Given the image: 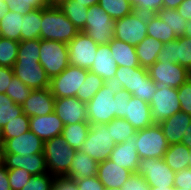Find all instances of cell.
Returning a JSON list of instances; mask_svg holds the SVG:
<instances>
[{"instance_id":"cell-14","label":"cell","mask_w":191,"mask_h":190,"mask_svg":"<svg viewBox=\"0 0 191 190\" xmlns=\"http://www.w3.org/2000/svg\"><path fill=\"white\" fill-rule=\"evenodd\" d=\"M14 75L32 90L49 88L50 78L39 61L17 59L13 66Z\"/></svg>"},{"instance_id":"cell-35","label":"cell","mask_w":191,"mask_h":190,"mask_svg":"<svg viewBox=\"0 0 191 190\" xmlns=\"http://www.w3.org/2000/svg\"><path fill=\"white\" fill-rule=\"evenodd\" d=\"M42 8L35 9L23 15L21 41L40 39Z\"/></svg>"},{"instance_id":"cell-12","label":"cell","mask_w":191,"mask_h":190,"mask_svg":"<svg viewBox=\"0 0 191 190\" xmlns=\"http://www.w3.org/2000/svg\"><path fill=\"white\" fill-rule=\"evenodd\" d=\"M148 74L158 86L177 89L190 78L188 69L168 61H157L148 68Z\"/></svg>"},{"instance_id":"cell-53","label":"cell","mask_w":191,"mask_h":190,"mask_svg":"<svg viewBox=\"0 0 191 190\" xmlns=\"http://www.w3.org/2000/svg\"><path fill=\"white\" fill-rule=\"evenodd\" d=\"M131 96L132 95L124 89L115 94L114 99L117 100V118L125 117L126 104L129 103Z\"/></svg>"},{"instance_id":"cell-18","label":"cell","mask_w":191,"mask_h":190,"mask_svg":"<svg viewBox=\"0 0 191 190\" xmlns=\"http://www.w3.org/2000/svg\"><path fill=\"white\" fill-rule=\"evenodd\" d=\"M55 97L50 88L32 90L22 105V110L28 117L45 116L54 112Z\"/></svg>"},{"instance_id":"cell-26","label":"cell","mask_w":191,"mask_h":190,"mask_svg":"<svg viewBox=\"0 0 191 190\" xmlns=\"http://www.w3.org/2000/svg\"><path fill=\"white\" fill-rule=\"evenodd\" d=\"M112 55L109 45H98L97 54L90 71L96 73L104 81L115 77L118 65Z\"/></svg>"},{"instance_id":"cell-63","label":"cell","mask_w":191,"mask_h":190,"mask_svg":"<svg viewBox=\"0 0 191 190\" xmlns=\"http://www.w3.org/2000/svg\"><path fill=\"white\" fill-rule=\"evenodd\" d=\"M8 10H9L8 5L3 0H0V19L4 16L5 12Z\"/></svg>"},{"instance_id":"cell-10","label":"cell","mask_w":191,"mask_h":190,"mask_svg":"<svg viewBox=\"0 0 191 190\" xmlns=\"http://www.w3.org/2000/svg\"><path fill=\"white\" fill-rule=\"evenodd\" d=\"M149 105L154 124H160L173 114L180 112L181 106L177 88L158 86Z\"/></svg>"},{"instance_id":"cell-55","label":"cell","mask_w":191,"mask_h":190,"mask_svg":"<svg viewBox=\"0 0 191 190\" xmlns=\"http://www.w3.org/2000/svg\"><path fill=\"white\" fill-rule=\"evenodd\" d=\"M13 76V68L0 66V93H6Z\"/></svg>"},{"instance_id":"cell-8","label":"cell","mask_w":191,"mask_h":190,"mask_svg":"<svg viewBox=\"0 0 191 190\" xmlns=\"http://www.w3.org/2000/svg\"><path fill=\"white\" fill-rule=\"evenodd\" d=\"M115 143L106 124L90 125L87 138L80 150L98 163L109 159Z\"/></svg>"},{"instance_id":"cell-68","label":"cell","mask_w":191,"mask_h":190,"mask_svg":"<svg viewBox=\"0 0 191 190\" xmlns=\"http://www.w3.org/2000/svg\"><path fill=\"white\" fill-rule=\"evenodd\" d=\"M188 168L191 169V149H190V159H189V163H188Z\"/></svg>"},{"instance_id":"cell-15","label":"cell","mask_w":191,"mask_h":190,"mask_svg":"<svg viewBox=\"0 0 191 190\" xmlns=\"http://www.w3.org/2000/svg\"><path fill=\"white\" fill-rule=\"evenodd\" d=\"M157 61L177 63L191 71V38L182 36L164 43Z\"/></svg>"},{"instance_id":"cell-29","label":"cell","mask_w":191,"mask_h":190,"mask_svg":"<svg viewBox=\"0 0 191 190\" xmlns=\"http://www.w3.org/2000/svg\"><path fill=\"white\" fill-rule=\"evenodd\" d=\"M162 48L163 43L161 41L147 36L142 42L135 46L139 65L148 69L155 64Z\"/></svg>"},{"instance_id":"cell-70","label":"cell","mask_w":191,"mask_h":190,"mask_svg":"<svg viewBox=\"0 0 191 190\" xmlns=\"http://www.w3.org/2000/svg\"><path fill=\"white\" fill-rule=\"evenodd\" d=\"M175 190H189V189H183V188H181V189H175Z\"/></svg>"},{"instance_id":"cell-2","label":"cell","mask_w":191,"mask_h":190,"mask_svg":"<svg viewBox=\"0 0 191 190\" xmlns=\"http://www.w3.org/2000/svg\"><path fill=\"white\" fill-rule=\"evenodd\" d=\"M41 23L40 39L42 40L68 44L79 32L58 6L42 8Z\"/></svg>"},{"instance_id":"cell-22","label":"cell","mask_w":191,"mask_h":190,"mask_svg":"<svg viewBox=\"0 0 191 190\" xmlns=\"http://www.w3.org/2000/svg\"><path fill=\"white\" fill-rule=\"evenodd\" d=\"M133 128L138 131L153 125L151 118L150 105L140 98L131 96L126 104L125 117Z\"/></svg>"},{"instance_id":"cell-66","label":"cell","mask_w":191,"mask_h":190,"mask_svg":"<svg viewBox=\"0 0 191 190\" xmlns=\"http://www.w3.org/2000/svg\"><path fill=\"white\" fill-rule=\"evenodd\" d=\"M66 0H49V6H59L62 2Z\"/></svg>"},{"instance_id":"cell-9","label":"cell","mask_w":191,"mask_h":190,"mask_svg":"<svg viewBox=\"0 0 191 190\" xmlns=\"http://www.w3.org/2000/svg\"><path fill=\"white\" fill-rule=\"evenodd\" d=\"M88 69L69 65L60 75L50 79V90L55 98L76 97L85 82Z\"/></svg>"},{"instance_id":"cell-69","label":"cell","mask_w":191,"mask_h":190,"mask_svg":"<svg viewBox=\"0 0 191 190\" xmlns=\"http://www.w3.org/2000/svg\"><path fill=\"white\" fill-rule=\"evenodd\" d=\"M104 190H121L120 188H105Z\"/></svg>"},{"instance_id":"cell-62","label":"cell","mask_w":191,"mask_h":190,"mask_svg":"<svg viewBox=\"0 0 191 190\" xmlns=\"http://www.w3.org/2000/svg\"><path fill=\"white\" fill-rule=\"evenodd\" d=\"M76 2L81 3L86 8H90L93 5L98 4L99 0H75Z\"/></svg>"},{"instance_id":"cell-41","label":"cell","mask_w":191,"mask_h":190,"mask_svg":"<svg viewBox=\"0 0 191 190\" xmlns=\"http://www.w3.org/2000/svg\"><path fill=\"white\" fill-rule=\"evenodd\" d=\"M22 113V105L15 104L6 94L0 93V131Z\"/></svg>"},{"instance_id":"cell-30","label":"cell","mask_w":191,"mask_h":190,"mask_svg":"<svg viewBox=\"0 0 191 190\" xmlns=\"http://www.w3.org/2000/svg\"><path fill=\"white\" fill-rule=\"evenodd\" d=\"M175 173L188 168L190 149L182 143L170 144L163 158Z\"/></svg>"},{"instance_id":"cell-21","label":"cell","mask_w":191,"mask_h":190,"mask_svg":"<svg viewBox=\"0 0 191 190\" xmlns=\"http://www.w3.org/2000/svg\"><path fill=\"white\" fill-rule=\"evenodd\" d=\"M133 172L120 167L110 159L98 164L97 177L105 188H122Z\"/></svg>"},{"instance_id":"cell-25","label":"cell","mask_w":191,"mask_h":190,"mask_svg":"<svg viewBox=\"0 0 191 190\" xmlns=\"http://www.w3.org/2000/svg\"><path fill=\"white\" fill-rule=\"evenodd\" d=\"M169 144L181 143L184 132L191 125V115L177 112L159 124Z\"/></svg>"},{"instance_id":"cell-61","label":"cell","mask_w":191,"mask_h":190,"mask_svg":"<svg viewBox=\"0 0 191 190\" xmlns=\"http://www.w3.org/2000/svg\"><path fill=\"white\" fill-rule=\"evenodd\" d=\"M184 0H163V8L177 9Z\"/></svg>"},{"instance_id":"cell-20","label":"cell","mask_w":191,"mask_h":190,"mask_svg":"<svg viewBox=\"0 0 191 190\" xmlns=\"http://www.w3.org/2000/svg\"><path fill=\"white\" fill-rule=\"evenodd\" d=\"M63 128L64 124L55 112L45 116L30 117L29 130L34 132L44 142L61 135Z\"/></svg>"},{"instance_id":"cell-4","label":"cell","mask_w":191,"mask_h":190,"mask_svg":"<svg viewBox=\"0 0 191 190\" xmlns=\"http://www.w3.org/2000/svg\"><path fill=\"white\" fill-rule=\"evenodd\" d=\"M135 139L134 147L140 159L164 158V154L170 145L159 124H153L138 130Z\"/></svg>"},{"instance_id":"cell-5","label":"cell","mask_w":191,"mask_h":190,"mask_svg":"<svg viewBox=\"0 0 191 190\" xmlns=\"http://www.w3.org/2000/svg\"><path fill=\"white\" fill-rule=\"evenodd\" d=\"M39 54V62L50 79L69 66V50L65 43L40 39Z\"/></svg>"},{"instance_id":"cell-42","label":"cell","mask_w":191,"mask_h":190,"mask_svg":"<svg viewBox=\"0 0 191 190\" xmlns=\"http://www.w3.org/2000/svg\"><path fill=\"white\" fill-rule=\"evenodd\" d=\"M19 42L0 37V66L13 68L17 60Z\"/></svg>"},{"instance_id":"cell-65","label":"cell","mask_w":191,"mask_h":190,"mask_svg":"<svg viewBox=\"0 0 191 190\" xmlns=\"http://www.w3.org/2000/svg\"><path fill=\"white\" fill-rule=\"evenodd\" d=\"M4 165V149L3 144L0 141V167Z\"/></svg>"},{"instance_id":"cell-28","label":"cell","mask_w":191,"mask_h":190,"mask_svg":"<svg viewBox=\"0 0 191 190\" xmlns=\"http://www.w3.org/2000/svg\"><path fill=\"white\" fill-rule=\"evenodd\" d=\"M109 46L111 53L113 54V59L116 61L118 67H140L135 46L116 38H112Z\"/></svg>"},{"instance_id":"cell-59","label":"cell","mask_w":191,"mask_h":190,"mask_svg":"<svg viewBox=\"0 0 191 190\" xmlns=\"http://www.w3.org/2000/svg\"><path fill=\"white\" fill-rule=\"evenodd\" d=\"M26 10L31 12L35 9L49 6V0H26Z\"/></svg>"},{"instance_id":"cell-24","label":"cell","mask_w":191,"mask_h":190,"mask_svg":"<svg viewBox=\"0 0 191 190\" xmlns=\"http://www.w3.org/2000/svg\"><path fill=\"white\" fill-rule=\"evenodd\" d=\"M134 143H136V139L132 137L126 142L115 144L109 159L120 167L137 173L140 158L134 147Z\"/></svg>"},{"instance_id":"cell-56","label":"cell","mask_w":191,"mask_h":190,"mask_svg":"<svg viewBox=\"0 0 191 190\" xmlns=\"http://www.w3.org/2000/svg\"><path fill=\"white\" fill-rule=\"evenodd\" d=\"M9 7V10L22 15H26L29 11L26 10V0H3Z\"/></svg>"},{"instance_id":"cell-31","label":"cell","mask_w":191,"mask_h":190,"mask_svg":"<svg viewBox=\"0 0 191 190\" xmlns=\"http://www.w3.org/2000/svg\"><path fill=\"white\" fill-rule=\"evenodd\" d=\"M23 15L8 10L0 19V37L21 41Z\"/></svg>"},{"instance_id":"cell-3","label":"cell","mask_w":191,"mask_h":190,"mask_svg":"<svg viewBox=\"0 0 191 190\" xmlns=\"http://www.w3.org/2000/svg\"><path fill=\"white\" fill-rule=\"evenodd\" d=\"M72 149L61 135L44 142V156L48 172L53 176H66L74 159Z\"/></svg>"},{"instance_id":"cell-49","label":"cell","mask_w":191,"mask_h":190,"mask_svg":"<svg viewBox=\"0 0 191 190\" xmlns=\"http://www.w3.org/2000/svg\"><path fill=\"white\" fill-rule=\"evenodd\" d=\"M121 190H149V185L142 175L133 173L122 186Z\"/></svg>"},{"instance_id":"cell-44","label":"cell","mask_w":191,"mask_h":190,"mask_svg":"<svg viewBox=\"0 0 191 190\" xmlns=\"http://www.w3.org/2000/svg\"><path fill=\"white\" fill-rule=\"evenodd\" d=\"M40 39L24 40L19 42L17 59L39 61Z\"/></svg>"},{"instance_id":"cell-34","label":"cell","mask_w":191,"mask_h":190,"mask_svg":"<svg viewBox=\"0 0 191 190\" xmlns=\"http://www.w3.org/2000/svg\"><path fill=\"white\" fill-rule=\"evenodd\" d=\"M147 36L159 40L163 44L177 39L175 33L157 14L148 15Z\"/></svg>"},{"instance_id":"cell-46","label":"cell","mask_w":191,"mask_h":190,"mask_svg":"<svg viewBox=\"0 0 191 190\" xmlns=\"http://www.w3.org/2000/svg\"><path fill=\"white\" fill-rule=\"evenodd\" d=\"M11 190H21L29 182L32 175L22 169H7Z\"/></svg>"},{"instance_id":"cell-67","label":"cell","mask_w":191,"mask_h":190,"mask_svg":"<svg viewBox=\"0 0 191 190\" xmlns=\"http://www.w3.org/2000/svg\"><path fill=\"white\" fill-rule=\"evenodd\" d=\"M149 190H175V188L174 187H167V188H165V187H149Z\"/></svg>"},{"instance_id":"cell-51","label":"cell","mask_w":191,"mask_h":190,"mask_svg":"<svg viewBox=\"0 0 191 190\" xmlns=\"http://www.w3.org/2000/svg\"><path fill=\"white\" fill-rule=\"evenodd\" d=\"M175 189H189L191 190V169L185 168L175 173L174 180Z\"/></svg>"},{"instance_id":"cell-45","label":"cell","mask_w":191,"mask_h":190,"mask_svg":"<svg viewBox=\"0 0 191 190\" xmlns=\"http://www.w3.org/2000/svg\"><path fill=\"white\" fill-rule=\"evenodd\" d=\"M54 178L49 172L32 176L21 190H52Z\"/></svg>"},{"instance_id":"cell-6","label":"cell","mask_w":191,"mask_h":190,"mask_svg":"<svg viewBox=\"0 0 191 190\" xmlns=\"http://www.w3.org/2000/svg\"><path fill=\"white\" fill-rule=\"evenodd\" d=\"M148 15L133 11L114 21L113 38L137 46L147 37Z\"/></svg>"},{"instance_id":"cell-57","label":"cell","mask_w":191,"mask_h":190,"mask_svg":"<svg viewBox=\"0 0 191 190\" xmlns=\"http://www.w3.org/2000/svg\"><path fill=\"white\" fill-rule=\"evenodd\" d=\"M176 10L185 20H191V0H184Z\"/></svg>"},{"instance_id":"cell-13","label":"cell","mask_w":191,"mask_h":190,"mask_svg":"<svg viewBox=\"0 0 191 190\" xmlns=\"http://www.w3.org/2000/svg\"><path fill=\"white\" fill-rule=\"evenodd\" d=\"M67 45L69 65L90 70L97 54L98 44L85 32L79 31Z\"/></svg>"},{"instance_id":"cell-33","label":"cell","mask_w":191,"mask_h":190,"mask_svg":"<svg viewBox=\"0 0 191 190\" xmlns=\"http://www.w3.org/2000/svg\"><path fill=\"white\" fill-rule=\"evenodd\" d=\"M58 7L74 24L78 31H82L85 28L88 8L75 0H66Z\"/></svg>"},{"instance_id":"cell-60","label":"cell","mask_w":191,"mask_h":190,"mask_svg":"<svg viewBox=\"0 0 191 190\" xmlns=\"http://www.w3.org/2000/svg\"><path fill=\"white\" fill-rule=\"evenodd\" d=\"M181 143L184 144L188 149H191V125L185 130Z\"/></svg>"},{"instance_id":"cell-19","label":"cell","mask_w":191,"mask_h":190,"mask_svg":"<svg viewBox=\"0 0 191 190\" xmlns=\"http://www.w3.org/2000/svg\"><path fill=\"white\" fill-rule=\"evenodd\" d=\"M4 165L7 169L22 168L32 176L48 173L44 152L26 156L4 154Z\"/></svg>"},{"instance_id":"cell-47","label":"cell","mask_w":191,"mask_h":190,"mask_svg":"<svg viewBox=\"0 0 191 190\" xmlns=\"http://www.w3.org/2000/svg\"><path fill=\"white\" fill-rule=\"evenodd\" d=\"M134 11L147 15L157 14L163 9V0H129Z\"/></svg>"},{"instance_id":"cell-16","label":"cell","mask_w":191,"mask_h":190,"mask_svg":"<svg viewBox=\"0 0 191 190\" xmlns=\"http://www.w3.org/2000/svg\"><path fill=\"white\" fill-rule=\"evenodd\" d=\"M54 112L64 125L88 122L87 105L76 97L55 98Z\"/></svg>"},{"instance_id":"cell-32","label":"cell","mask_w":191,"mask_h":190,"mask_svg":"<svg viewBox=\"0 0 191 190\" xmlns=\"http://www.w3.org/2000/svg\"><path fill=\"white\" fill-rule=\"evenodd\" d=\"M89 122H79L72 125H64L61 136L64 141L75 150H80L90 130Z\"/></svg>"},{"instance_id":"cell-27","label":"cell","mask_w":191,"mask_h":190,"mask_svg":"<svg viewBox=\"0 0 191 190\" xmlns=\"http://www.w3.org/2000/svg\"><path fill=\"white\" fill-rule=\"evenodd\" d=\"M98 162L89 157L81 150H76L74 159L66 177L80 180L88 177L97 176Z\"/></svg>"},{"instance_id":"cell-17","label":"cell","mask_w":191,"mask_h":190,"mask_svg":"<svg viewBox=\"0 0 191 190\" xmlns=\"http://www.w3.org/2000/svg\"><path fill=\"white\" fill-rule=\"evenodd\" d=\"M4 154H19L21 156L43 153L44 141L30 130L3 143Z\"/></svg>"},{"instance_id":"cell-38","label":"cell","mask_w":191,"mask_h":190,"mask_svg":"<svg viewBox=\"0 0 191 190\" xmlns=\"http://www.w3.org/2000/svg\"><path fill=\"white\" fill-rule=\"evenodd\" d=\"M30 117L22 113L12 121L8 122L0 131L2 144L7 140L29 131Z\"/></svg>"},{"instance_id":"cell-40","label":"cell","mask_w":191,"mask_h":190,"mask_svg":"<svg viewBox=\"0 0 191 190\" xmlns=\"http://www.w3.org/2000/svg\"><path fill=\"white\" fill-rule=\"evenodd\" d=\"M157 16L163 20L173 31L176 37H182L187 26V20H185L176 9L163 8L157 12Z\"/></svg>"},{"instance_id":"cell-64","label":"cell","mask_w":191,"mask_h":190,"mask_svg":"<svg viewBox=\"0 0 191 190\" xmlns=\"http://www.w3.org/2000/svg\"><path fill=\"white\" fill-rule=\"evenodd\" d=\"M185 32L183 36L190 37L191 38V20L187 21V26L185 27Z\"/></svg>"},{"instance_id":"cell-48","label":"cell","mask_w":191,"mask_h":190,"mask_svg":"<svg viewBox=\"0 0 191 190\" xmlns=\"http://www.w3.org/2000/svg\"><path fill=\"white\" fill-rule=\"evenodd\" d=\"M177 91L181 111L191 115V79L184 82Z\"/></svg>"},{"instance_id":"cell-1","label":"cell","mask_w":191,"mask_h":190,"mask_svg":"<svg viewBox=\"0 0 191 190\" xmlns=\"http://www.w3.org/2000/svg\"><path fill=\"white\" fill-rule=\"evenodd\" d=\"M122 89V83L114 82L113 78L104 81L103 87L86 104L91 125L106 124L117 118V100L114 96Z\"/></svg>"},{"instance_id":"cell-37","label":"cell","mask_w":191,"mask_h":190,"mask_svg":"<svg viewBox=\"0 0 191 190\" xmlns=\"http://www.w3.org/2000/svg\"><path fill=\"white\" fill-rule=\"evenodd\" d=\"M103 85L104 80L96 73L88 70L85 82L80 86L79 91L76 94V98L87 104L92 99V97L103 87Z\"/></svg>"},{"instance_id":"cell-50","label":"cell","mask_w":191,"mask_h":190,"mask_svg":"<svg viewBox=\"0 0 191 190\" xmlns=\"http://www.w3.org/2000/svg\"><path fill=\"white\" fill-rule=\"evenodd\" d=\"M158 85L148 75L140 88V99L150 104L151 97L155 94Z\"/></svg>"},{"instance_id":"cell-39","label":"cell","mask_w":191,"mask_h":190,"mask_svg":"<svg viewBox=\"0 0 191 190\" xmlns=\"http://www.w3.org/2000/svg\"><path fill=\"white\" fill-rule=\"evenodd\" d=\"M98 5L110 15L114 21L134 11L129 0H99Z\"/></svg>"},{"instance_id":"cell-11","label":"cell","mask_w":191,"mask_h":190,"mask_svg":"<svg viewBox=\"0 0 191 190\" xmlns=\"http://www.w3.org/2000/svg\"><path fill=\"white\" fill-rule=\"evenodd\" d=\"M137 173L145 178L149 187H174L175 172L163 158L140 159Z\"/></svg>"},{"instance_id":"cell-52","label":"cell","mask_w":191,"mask_h":190,"mask_svg":"<svg viewBox=\"0 0 191 190\" xmlns=\"http://www.w3.org/2000/svg\"><path fill=\"white\" fill-rule=\"evenodd\" d=\"M78 190H104V185L100 182L97 176L88 177L80 180H75Z\"/></svg>"},{"instance_id":"cell-43","label":"cell","mask_w":191,"mask_h":190,"mask_svg":"<svg viewBox=\"0 0 191 190\" xmlns=\"http://www.w3.org/2000/svg\"><path fill=\"white\" fill-rule=\"evenodd\" d=\"M32 89L26 86L15 75L12 77L10 85L6 90V95L17 105H23L25 100L29 97Z\"/></svg>"},{"instance_id":"cell-36","label":"cell","mask_w":191,"mask_h":190,"mask_svg":"<svg viewBox=\"0 0 191 190\" xmlns=\"http://www.w3.org/2000/svg\"><path fill=\"white\" fill-rule=\"evenodd\" d=\"M107 130L111 135L115 144H120L135 137L136 130L124 118H114L109 123H106Z\"/></svg>"},{"instance_id":"cell-7","label":"cell","mask_w":191,"mask_h":190,"mask_svg":"<svg viewBox=\"0 0 191 190\" xmlns=\"http://www.w3.org/2000/svg\"><path fill=\"white\" fill-rule=\"evenodd\" d=\"M85 32L98 45H109L114 33V20L98 4L88 8Z\"/></svg>"},{"instance_id":"cell-23","label":"cell","mask_w":191,"mask_h":190,"mask_svg":"<svg viewBox=\"0 0 191 190\" xmlns=\"http://www.w3.org/2000/svg\"><path fill=\"white\" fill-rule=\"evenodd\" d=\"M148 75V69L141 66L135 68L118 67L113 81L122 83L124 90L132 96L140 98V88Z\"/></svg>"},{"instance_id":"cell-54","label":"cell","mask_w":191,"mask_h":190,"mask_svg":"<svg viewBox=\"0 0 191 190\" xmlns=\"http://www.w3.org/2000/svg\"><path fill=\"white\" fill-rule=\"evenodd\" d=\"M52 190H78L77 183L74 179L66 176H56L53 182Z\"/></svg>"},{"instance_id":"cell-58","label":"cell","mask_w":191,"mask_h":190,"mask_svg":"<svg viewBox=\"0 0 191 190\" xmlns=\"http://www.w3.org/2000/svg\"><path fill=\"white\" fill-rule=\"evenodd\" d=\"M0 190H11L8 172L5 165L0 167Z\"/></svg>"}]
</instances>
